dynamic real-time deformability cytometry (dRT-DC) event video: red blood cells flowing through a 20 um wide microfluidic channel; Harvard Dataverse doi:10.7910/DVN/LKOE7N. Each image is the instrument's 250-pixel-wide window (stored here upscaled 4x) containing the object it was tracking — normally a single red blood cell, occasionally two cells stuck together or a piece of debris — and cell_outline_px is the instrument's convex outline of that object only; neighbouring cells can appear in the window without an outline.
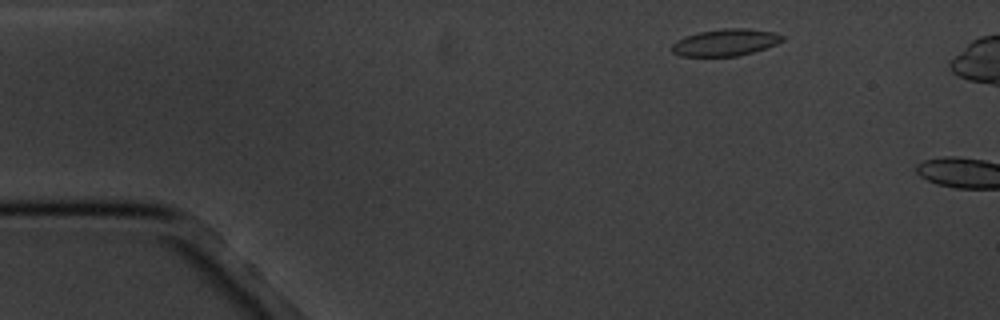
{"species": "common noctule bat (a hibernating species)", "species_latin": "Nyctalus noctula", "temperature_condition": "cold", "stored_images_in_passage": 2, "camera_frame_rate_fps": 3000, "um_per_image_px": 0.085, "animal": {"sex": "male", "body_mass_g": 20.1, "forearm_length_mm": 53.5}, "frame": {"image": 1, "passage_image": 1, "time_ms": 0.0, "image_size_px": [1000, 320], "cell_outline_px": [[784, 40], [776, 44], [752, 52], [736, 56], [680, 56], [672, 52], [672, 44], [676, 40], [684, 36], [700, 32], [724, 28], [748, 28], [772, 32], [784, 36]], "centroid_in_image_um": [61.64, 3.6], "position_along_channel_um": 23.4, "area_um2": 17.22}}